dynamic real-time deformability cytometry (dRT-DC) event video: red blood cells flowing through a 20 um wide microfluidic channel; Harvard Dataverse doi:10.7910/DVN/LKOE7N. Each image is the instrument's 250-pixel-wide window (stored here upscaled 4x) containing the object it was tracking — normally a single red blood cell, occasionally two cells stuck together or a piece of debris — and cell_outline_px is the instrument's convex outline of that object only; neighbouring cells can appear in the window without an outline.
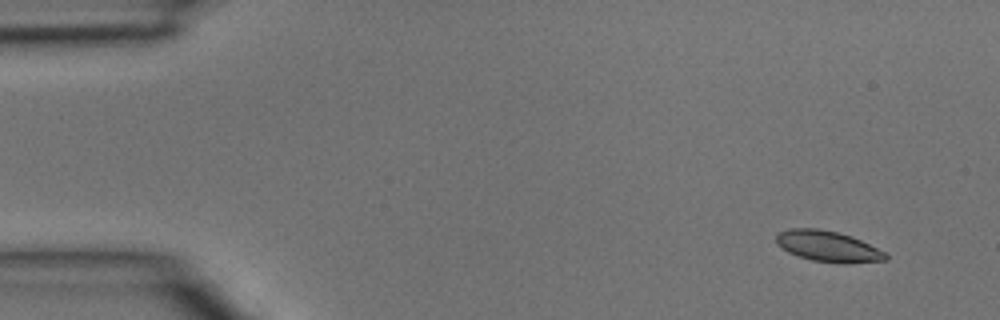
{"species": "common noctule bat (a hibernating species)", "species_latin": "Nyctalus noctula", "temperature_condition": "room temperature", "stored_images_in_passage": 4, "camera_frame_rate_fps": 3000, "um_per_image_px": 0.085, "animal": {"sex": "male", "body_mass_g": 15.6}, "frame": {"image": 1, "passage_image": 1, "time_ms": 0.0, "image_size_px": [1000, 320], "cell_outline_px": [[888, 260], [848, 264], [844, 264], [812, 260], [788, 252], [776, 244], [776, 236], [780, 232], [788, 228], [820, 228], [840, 232], [852, 236], [884, 252], [888, 256]], "centroid_in_image_um": [70.38, 20.93], "position_along_channel_um": 14.6, "area_um2": 19.77}}
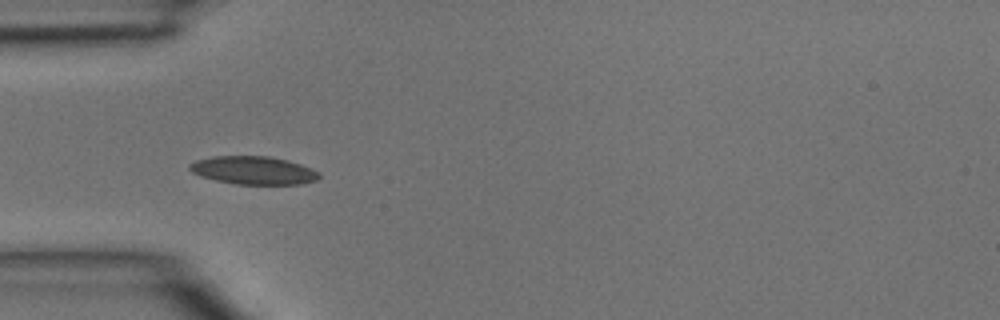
{"frame": {"image": 2, "passage_image": 4, "time_ms": 1.0, "image_size_px": [1000, 320], "cell_outline_px": [[320, 176], [316, 180], [300, 184], [236, 184], [216, 180], [200, 176], [192, 172], [188, 168], [188, 164], [196, 160], [212, 156], [268, 156], [288, 160], [300, 164], [320, 172]], "centroid_in_image_um": [21.52, 14.47], "position_along_channel_um": 63.5, "area_um2": 21.21}}